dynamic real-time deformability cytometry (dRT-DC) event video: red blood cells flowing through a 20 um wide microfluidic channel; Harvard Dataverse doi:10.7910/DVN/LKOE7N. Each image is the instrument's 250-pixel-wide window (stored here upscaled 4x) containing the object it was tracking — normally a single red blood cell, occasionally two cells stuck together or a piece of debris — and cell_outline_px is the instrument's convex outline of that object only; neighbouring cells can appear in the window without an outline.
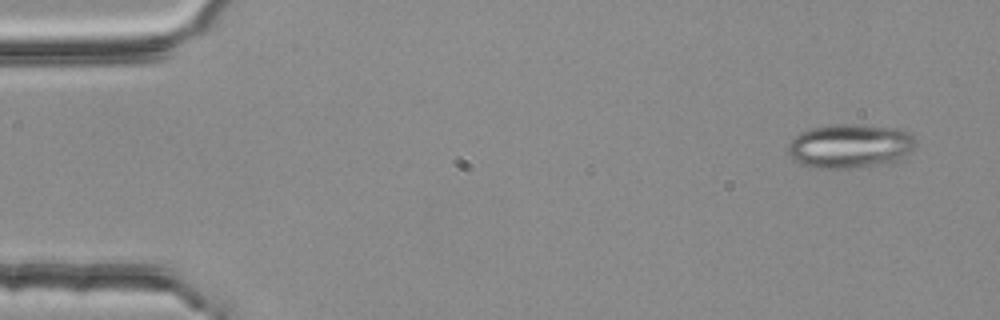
{"species": "common noctule bat (a hibernating species)", "species_latin": "Nyctalus noctula", "temperature_condition": "room temperature", "stored_images_in_passage": 3, "camera_frame_rate_fps": 3000, "um_per_image_px": 0.085, "animal": {"sex": "female", "body_mass_g": 25.1}, "frame": {"image": 1, "passage_image": 1, "time_ms": 0.0, "image_size_px": [1000, 320], "cell_outline_px": [[916, 144], [912, 152], [896, 160], [848, 168], [816, 168], [804, 164], [796, 160], [788, 152], [788, 144], [800, 132], [812, 128], [832, 124], [856, 124], [900, 128], [912, 132], [916, 140]], "centroid_in_image_um": [72.3, 12.37], "position_along_channel_um": 12.7, "area_um2": 32.6}}